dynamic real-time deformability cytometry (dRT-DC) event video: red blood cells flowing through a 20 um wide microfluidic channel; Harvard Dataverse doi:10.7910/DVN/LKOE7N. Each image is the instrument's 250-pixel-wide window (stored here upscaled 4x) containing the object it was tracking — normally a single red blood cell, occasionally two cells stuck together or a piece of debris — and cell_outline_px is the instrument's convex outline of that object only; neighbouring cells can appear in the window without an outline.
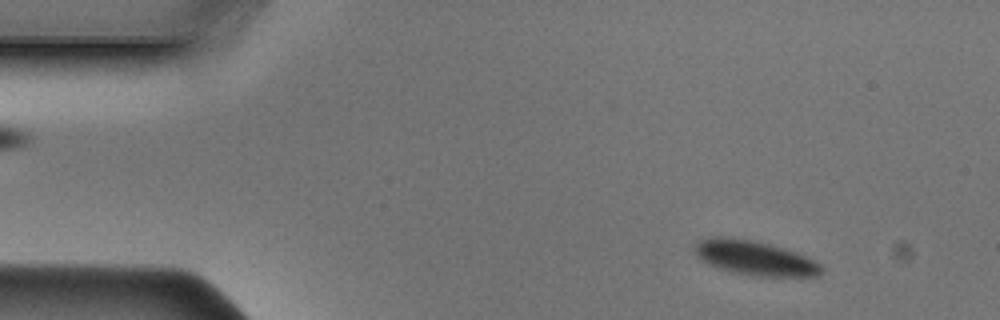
{"species": "Egyptian fruit bat (a non-hibernating species)", "species_latin": "Rousettus aegyptiacus", "temperature_condition": "cold", "stored_images_in_passage": 47, "camera_frame_rate_fps": 3000, "um_per_image_px": 0.085, "animal": {"sex": "male"}, "frame": {"image": 1, "passage_image": 5, "time_ms": 1.333, "image_size_px": [1000, 320], "cell_outline_px": [[824, 268], [820, 276], [752, 276], [732, 272], [708, 264], [700, 260], [696, 256], [696, 244], [700, 240], [708, 236], [720, 236], [752, 240], [768, 244], [804, 256], [820, 264]], "centroid_in_image_um": [64.12, 21.94], "position_along_channel_um": 20.9, "area_um2": 25.14}}
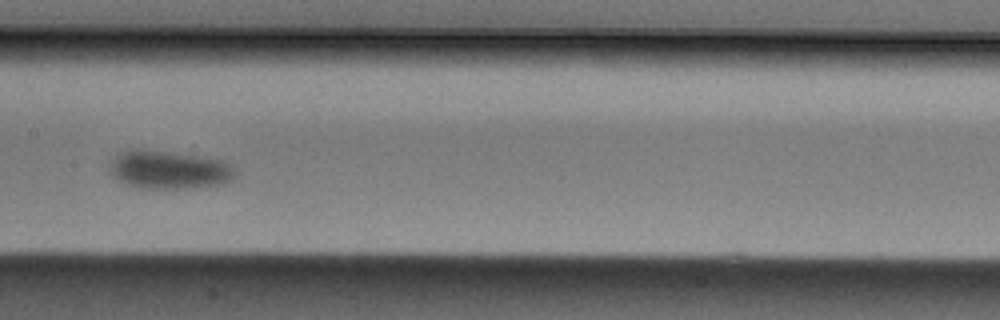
{"frame": {"image": 2, "passage_image": 23, "time_ms": 7.333, "image_size_px": [1000, 320], "cell_outline_px": [[240, 172], [232, 180], [220, 184], [184, 188], [140, 188], [128, 184], [112, 176], [108, 172], [108, 168], [112, 160], [120, 152], [132, 148], [140, 148], [224, 160], [232, 164]], "centroid_in_image_um": [14.38, 14.42], "position_along_channel_um": 193.0, "area_um2": 28.21}}
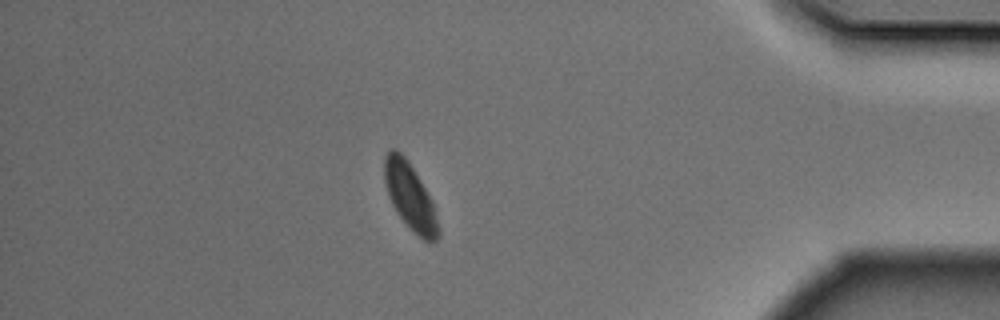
{"frame": {"image": 3, "passage_image": 41, "time_ms": 13.333, "image_size_px": [1000, 320], "cell_outline_px": [[440, 236], [432, 244], [424, 240], [396, 212], [388, 196], [384, 180], [384, 156], [392, 148], [400, 152], [408, 160], [432, 200], [440, 228]], "centroid_in_image_um": [34.86, 16.7], "position_along_channel_um": 400.3, "area_um2": 20.75}}